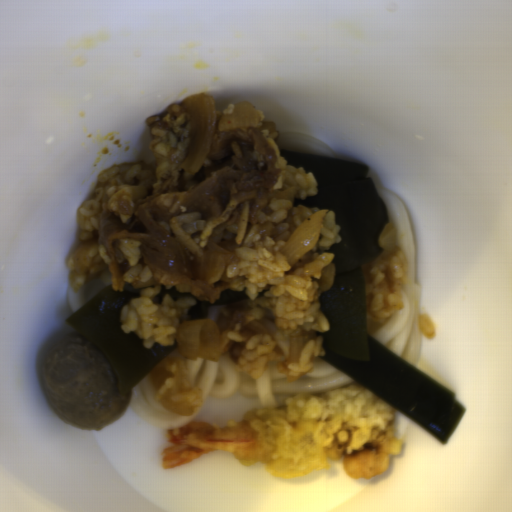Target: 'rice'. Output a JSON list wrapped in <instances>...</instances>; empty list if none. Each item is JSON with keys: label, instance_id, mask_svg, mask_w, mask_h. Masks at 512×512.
<instances>
[{"label": "rice", "instance_id": "652b925c", "mask_svg": "<svg viewBox=\"0 0 512 512\" xmlns=\"http://www.w3.org/2000/svg\"><path fill=\"white\" fill-rule=\"evenodd\" d=\"M272 221L279 229L277 240L254 233L253 246L236 247L234 257L225 272L227 277H241L229 287L244 290L248 303L260 307L263 325L269 335L245 339L230 332L228 340L243 342L240 360L234 364L246 371L251 380L263 376L270 362L294 382L310 374L316 358L324 355L323 332L330 330L329 322L320 311L322 295L334 285V252H326L340 242V224L335 223L333 210L327 211L320 227L317 243L290 265L281 250L299 228L319 208L274 199L270 206Z\"/></svg>", "mask_w": 512, "mask_h": 512}, {"label": "rice", "instance_id": "023b6e5f", "mask_svg": "<svg viewBox=\"0 0 512 512\" xmlns=\"http://www.w3.org/2000/svg\"><path fill=\"white\" fill-rule=\"evenodd\" d=\"M147 166L139 159L104 169L92 194L75 212L79 237L76 250L69 258L68 273L77 291L96 277L101 284L112 285L111 259L105 246L99 243L103 193L114 197L122 187L141 183L140 174Z\"/></svg>", "mask_w": 512, "mask_h": 512}, {"label": "rice", "instance_id": "8eca5e8b", "mask_svg": "<svg viewBox=\"0 0 512 512\" xmlns=\"http://www.w3.org/2000/svg\"><path fill=\"white\" fill-rule=\"evenodd\" d=\"M161 284L140 289L139 295L131 298L122 308L120 321L124 335L136 333L143 346L151 348L155 343L163 346L177 344V331L184 322H190L189 310L198 303L197 298L182 296L172 300L165 294L163 303H155Z\"/></svg>", "mask_w": 512, "mask_h": 512}, {"label": "rice", "instance_id": "acb35da6", "mask_svg": "<svg viewBox=\"0 0 512 512\" xmlns=\"http://www.w3.org/2000/svg\"><path fill=\"white\" fill-rule=\"evenodd\" d=\"M365 288L366 317L384 324L393 314L403 309V290L407 285L406 255L394 245L384 250L373 261L361 267Z\"/></svg>", "mask_w": 512, "mask_h": 512}, {"label": "rice", "instance_id": "b023fe2a", "mask_svg": "<svg viewBox=\"0 0 512 512\" xmlns=\"http://www.w3.org/2000/svg\"><path fill=\"white\" fill-rule=\"evenodd\" d=\"M172 373L174 377L166 379L156 389L154 397L165 409L191 416L203 400L202 392L193 387L180 358L173 365Z\"/></svg>", "mask_w": 512, "mask_h": 512}, {"label": "rice", "instance_id": "e3fd555f", "mask_svg": "<svg viewBox=\"0 0 512 512\" xmlns=\"http://www.w3.org/2000/svg\"><path fill=\"white\" fill-rule=\"evenodd\" d=\"M141 244L139 240L131 238L122 239L120 242V252L130 263V268L123 275L124 283H134L136 280L148 283L152 278V268L141 257Z\"/></svg>", "mask_w": 512, "mask_h": 512}, {"label": "rice", "instance_id": "a3056103", "mask_svg": "<svg viewBox=\"0 0 512 512\" xmlns=\"http://www.w3.org/2000/svg\"><path fill=\"white\" fill-rule=\"evenodd\" d=\"M294 188V198L305 200L307 196L317 195V182L312 172L305 173L302 167L292 168L287 165L286 178L281 191Z\"/></svg>", "mask_w": 512, "mask_h": 512}, {"label": "rice", "instance_id": "f2f60c81", "mask_svg": "<svg viewBox=\"0 0 512 512\" xmlns=\"http://www.w3.org/2000/svg\"><path fill=\"white\" fill-rule=\"evenodd\" d=\"M176 221L183 232L191 235L201 232L206 226V220H201L200 212L197 211L176 216Z\"/></svg>", "mask_w": 512, "mask_h": 512}, {"label": "rice", "instance_id": "0b520998", "mask_svg": "<svg viewBox=\"0 0 512 512\" xmlns=\"http://www.w3.org/2000/svg\"><path fill=\"white\" fill-rule=\"evenodd\" d=\"M238 225L237 222L231 223L227 227L215 228L210 236V243H218L224 240H231L237 233Z\"/></svg>", "mask_w": 512, "mask_h": 512}, {"label": "rice", "instance_id": "e7b20468", "mask_svg": "<svg viewBox=\"0 0 512 512\" xmlns=\"http://www.w3.org/2000/svg\"><path fill=\"white\" fill-rule=\"evenodd\" d=\"M419 329L422 335H424L427 338L434 339L437 332L433 328L431 322L429 321L428 317L425 315H420L418 320Z\"/></svg>", "mask_w": 512, "mask_h": 512}]
</instances>
